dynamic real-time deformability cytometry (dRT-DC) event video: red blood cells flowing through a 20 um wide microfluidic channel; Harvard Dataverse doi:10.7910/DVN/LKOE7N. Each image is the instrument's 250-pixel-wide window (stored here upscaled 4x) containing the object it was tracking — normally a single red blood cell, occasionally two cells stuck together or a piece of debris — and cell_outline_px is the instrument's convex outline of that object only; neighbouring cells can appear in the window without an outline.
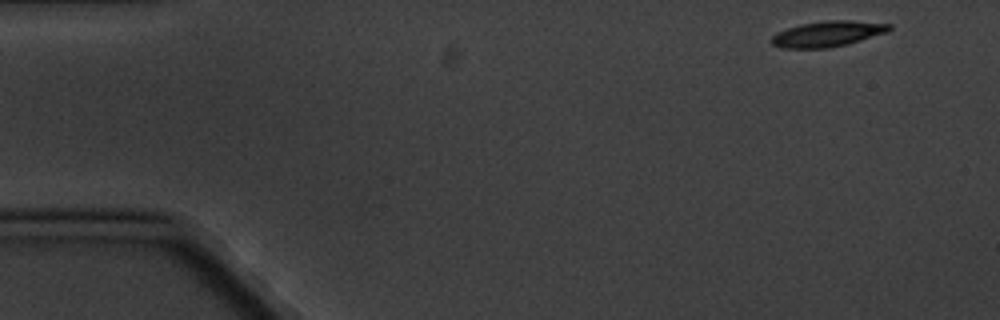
{"species": "common noctule bat (a hibernating species)", "species_latin": "Nyctalus noctula", "temperature_condition": "cold", "stored_images_in_passage": 9, "camera_frame_rate_fps": 3000, "um_per_image_px": 0.085, "animal": {"sex": "male", "body_mass_g": 20.1, "forearm_length_mm": 53.5}, "frame": {"image": 1, "passage_image": 1, "time_ms": 0.0, "image_size_px": [1000, 320], "cell_outline_px": [[892, 28], [888, 32], [848, 44], [828, 48], [780, 48], [772, 44], [768, 40], [776, 32], [800, 24], [824, 20], [852, 20], [892, 24]], "centroid_in_image_um": [70.34, 2.87], "position_along_channel_um": 14.7, "area_um2": 17.86}}
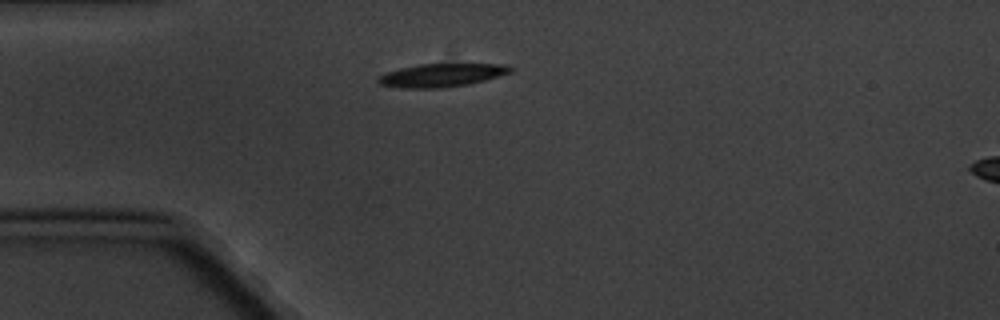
{"frame": {"image": 2, "passage_image": 4, "time_ms": 3.667, "image_size_px": [1000, 320], "cell_outline_px": [[512, 72], [484, 80], [468, 84], [440, 88], [404, 88], [380, 84], [376, 80], [376, 76], [400, 68], [420, 64], [508, 64], [512, 68]], "centroid_in_image_um": [37.52, 6.39], "position_along_channel_um": 47.5, "area_um2": 17.8}}